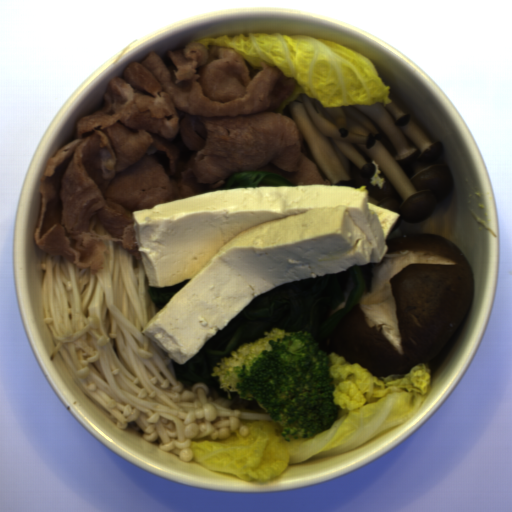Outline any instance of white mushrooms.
<instances>
[{"mask_svg":"<svg viewBox=\"0 0 512 512\" xmlns=\"http://www.w3.org/2000/svg\"><path fill=\"white\" fill-rule=\"evenodd\" d=\"M390 103L325 107L301 94L283 110L303 135L302 153L331 185L367 190V201L418 224L454 188L443 141L427 135L396 97ZM392 230V231H393Z\"/></svg>","mask_w":512,"mask_h":512,"instance_id":"1e6be865","label":"white mushrooms"}]
</instances>
